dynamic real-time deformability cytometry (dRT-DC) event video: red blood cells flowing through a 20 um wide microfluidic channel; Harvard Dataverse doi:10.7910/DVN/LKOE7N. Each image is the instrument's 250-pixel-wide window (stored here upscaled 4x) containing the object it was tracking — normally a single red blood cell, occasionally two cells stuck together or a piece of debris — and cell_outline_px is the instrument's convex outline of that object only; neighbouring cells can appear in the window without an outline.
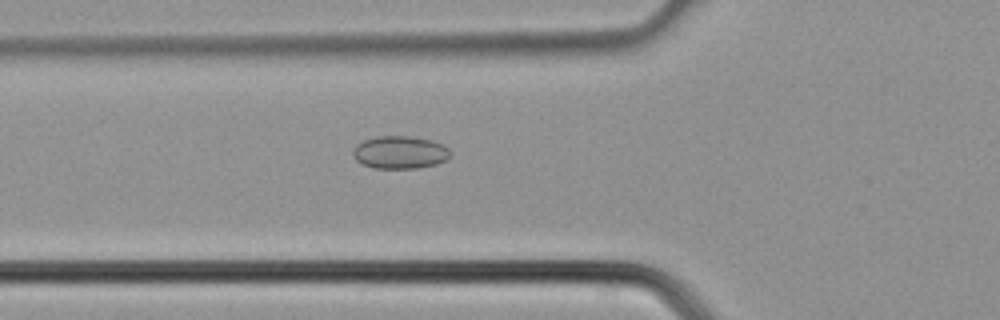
{"species": "common noctule bat (a hibernating species)", "species_latin": "Nyctalus noctula", "temperature_condition": "cold", "stored_images_in_passage": 28, "camera_frame_rate_fps": 3000, "um_per_image_px": 0.085, "animal": {"sex": "male", "body_mass_g": 21.5, "forearm_length_mm": 52.0}, "frame": {"image": 1, "passage_image": 3, "time_ms": 0.667, "image_size_px": [1000, 320], "cell_outline_px": [[452, 156], [436, 164], [416, 168], [376, 168], [364, 164], [356, 160], [352, 156], [352, 148], [356, 144], [364, 140], [376, 136], [408, 136], [432, 140], [448, 148], [452, 152]], "centroid_in_image_um": [33.98, 12.94], "position_along_channel_um": 91.8, "area_um2": 18.61}}
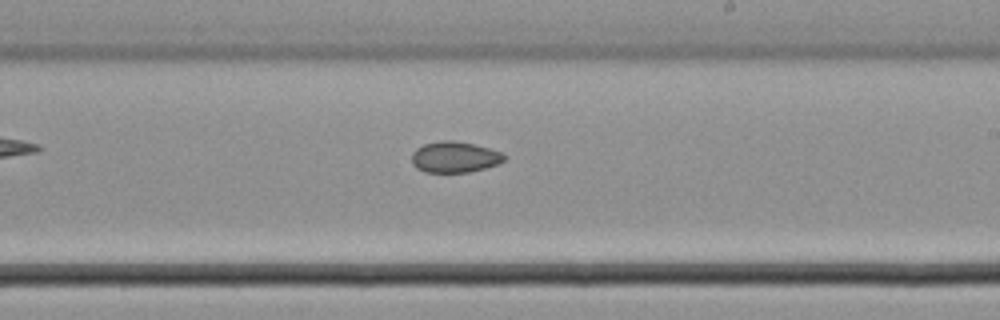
{"frame": {"image": 2, "passage_image": 12, "time_ms": 3.667, "image_size_px": [1000, 320], "cell_outline_px": [[504, 160], [496, 164], [484, 168], [468, 172], [424, 172], [416, 168], [412, 164], [412, 152], [416, 148], [424, 144], [444, 140], [456, 140], [504, 152]], "centroid_in_image_um": [38.61, 13.34], "position_along_channel_um": 250.4, "area_um2": 16.65}}
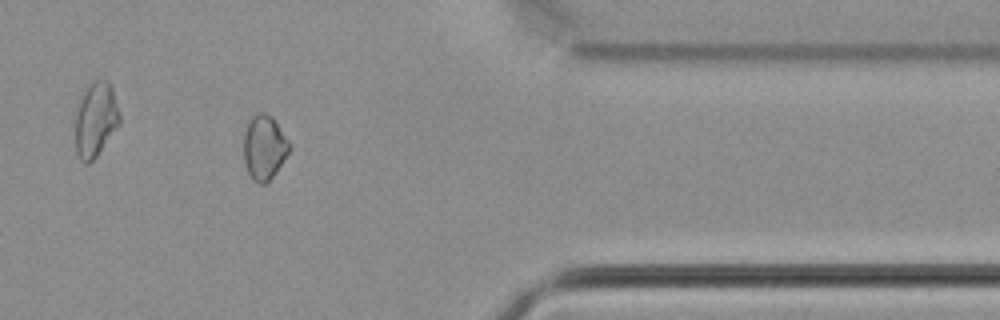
{"frame": {"image": 3, "passage_image": 21, "time_ms": 6.667, "image_size_px": [1000, 320], "cell_outline_px": [[292, 148], [276, 172], [264, 184], [260, 184], [252, 180], [248, 172], [244, 160], [244, 136], [248, 124], [252, 116], [256, 112], [264, 112], [272, 116], [276, 120], [292, 144]], "centroid_in_image_um": [22.5, 12.5], "position_along_channel_um": 388.9, "area_um2": 17.4}}